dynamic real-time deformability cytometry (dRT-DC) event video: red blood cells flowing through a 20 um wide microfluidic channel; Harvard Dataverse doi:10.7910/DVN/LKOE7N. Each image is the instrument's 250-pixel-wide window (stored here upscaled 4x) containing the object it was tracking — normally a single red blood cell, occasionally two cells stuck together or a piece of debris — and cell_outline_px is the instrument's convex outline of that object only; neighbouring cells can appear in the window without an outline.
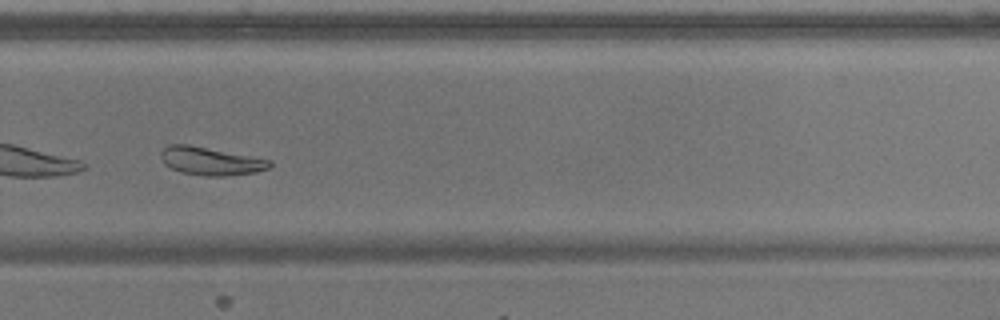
{"species": "common noctule bat (a hibernating species)", "species_latin": "Nyctalus noctula", "temperature_condition": "warm", "stored_images_in_passage": 52, "camera_frame_rate_fps": 3000, "um_per_image_px": 0.085, "animal": {"sex": "male", "body_mass_g": 17.9}, "frame": {"image": 1, "passage_image": 37, "time_ms": 12.0, "image_size_px": [1000, 320], "cell_outline_px": [[272, 164], [268, 168], [256, 172], [228, 176], [208, 176], [180, 172], [164, 164], [160, 156], [160, 152], [168, 144], [188, 144], [272, 160]], "centroid_in_image_um": [17.89, 13.69], "position_along_channel_um": 311.9, "area_um2": 17.8}, "authors_computed_cell_mechanics": {"area_um2": 20.9236, "velocity_mm_per_s": 3.7853, "shape_relaxation_time_tau1_ms": null, "shape_relaxation_time_tau2_ms": 3.7002, "deformation_change_tau1": null, "deformation_change_tau2": 0.0952}}